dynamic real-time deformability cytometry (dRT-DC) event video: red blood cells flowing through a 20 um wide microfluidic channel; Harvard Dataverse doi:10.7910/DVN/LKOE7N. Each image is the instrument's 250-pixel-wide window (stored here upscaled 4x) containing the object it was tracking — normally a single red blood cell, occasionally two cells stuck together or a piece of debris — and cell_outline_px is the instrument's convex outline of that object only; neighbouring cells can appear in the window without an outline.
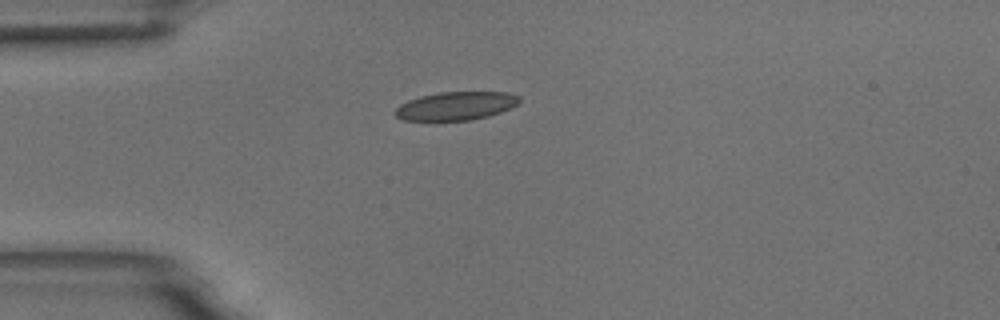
{"species": "common noctule bat (a hibernating species)", "species_latin": "Nyctalus noctula", "temperature_condition": "room temperature", "stored_images_in_passage": 11, "camera_frame_rate_fps": 3000, "um_per_image_px": 0.085, "animal": {"sex": "male", "body_mass_g": 18.8}, "frame": {"image": 1, "passage_image": 1, "time_ms": 0.0, "image_size_px": [1000, 320], "cell_outline_px": [[520, 100], [512, 108], [488, 116], [472, 120], [436, 124], [404, 120], [396, 116], [392, 112], [400, 104], [408, 100], [420, 96], [440, 92], [508, 92], [520, 96]], "centroid_in_image_um": [38.68, 9.06], "position_along_channel_um": 46.3, "area_um2": 21.56}}